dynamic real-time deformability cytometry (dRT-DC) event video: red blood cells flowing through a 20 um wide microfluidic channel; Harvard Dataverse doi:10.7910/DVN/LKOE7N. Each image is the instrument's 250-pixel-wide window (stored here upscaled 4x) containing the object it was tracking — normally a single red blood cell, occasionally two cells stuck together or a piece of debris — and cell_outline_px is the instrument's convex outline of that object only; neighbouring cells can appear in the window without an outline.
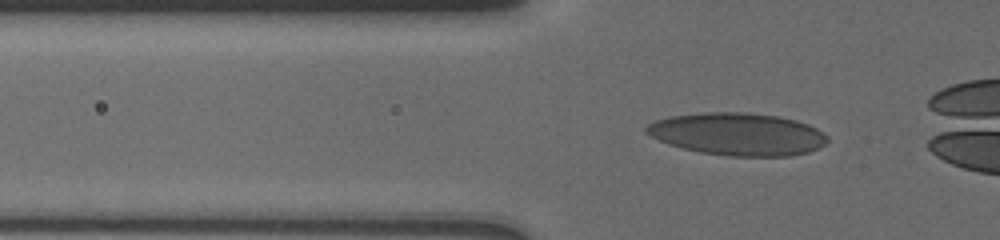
{"species": "human", "species_latin": "Homo sapiens", "temperature_condition": "cold", "stored_images_in_passage": 36, "camera_frame_rate_fps": 3000, "um_per_image_px": 0.085, "donor": {"sex": "male"}, "frame": {"image": 1, "passage_image": 4, "time_ms": 1.0, "image_size_px": [1000, 240], "cell_outline_px": [[828, 140], [824, 144], [808, 152], [792, 156], [728, 156], [700, 152], [668, 144], [644, 132], [644, 128], [648, 124], [656, 120], [672, 116], [704, 112], [744, 112], [776, 116], [796, 120], [808, 124], [824, 132], [828, 136]], "centroid_in_image_um": [62.71, 11.4], "position_along_channel_um": 63.1, "area_um2": 44.74}}
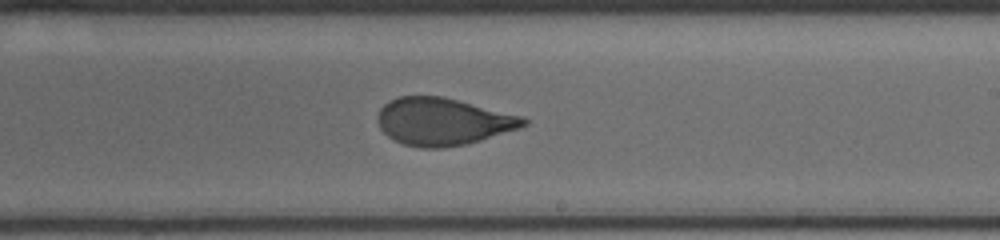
{"frame": {"image": 2, "passage_image": 20, "time_ms": 6.333, "image_size_px": [1000, 240], "cell_outline_px": [[528, 124], [520, 128], [480, 140], [464, 144], [444, 148], [420, 148], [404, 144], [388, 136], [380, 128], [376, 120], [376, 116], [380, 108], [388, 100], [400, 96], [444, 96], [520, 116], [528, 120]], "centroid_in_image_um": [37.6, 10.32], "position_along_channel_um": 251.4, "area_um2": 40.17}}
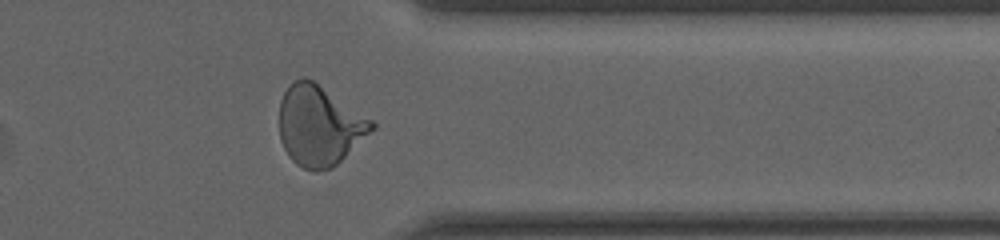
{"frame": {"image": 3, "passage_image": 31, "time_ms": 10.0, "image_size_px": [1000, 240], "cell_outline_px": [[376, 128], [332, 168], [316, 172], [312, 172], [296, 164], [288, 156], [280, 140], [280, 100], [288, 84], [292, 80], [304, 76], [312, 80], [372, 120], [376, 124]], "centroid_in_image_um": [27.12, 10.68], "position_along_channel_um": 384.3, "area_um2": 43.06}}